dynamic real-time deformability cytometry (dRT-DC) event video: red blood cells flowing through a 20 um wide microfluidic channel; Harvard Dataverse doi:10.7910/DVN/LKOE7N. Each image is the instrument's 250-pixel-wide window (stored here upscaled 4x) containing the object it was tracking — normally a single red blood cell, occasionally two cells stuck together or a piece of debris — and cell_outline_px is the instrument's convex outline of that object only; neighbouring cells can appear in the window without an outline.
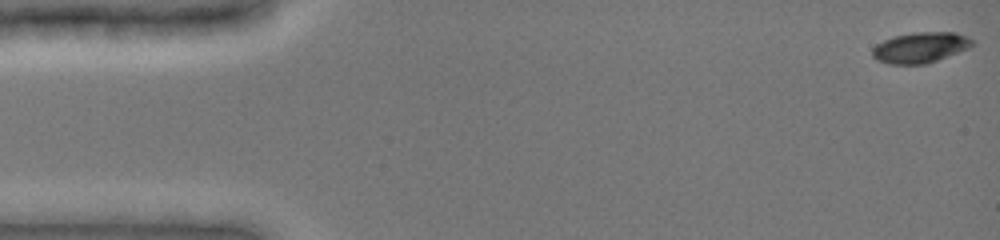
{"species": "common noctule bat (a hibernating species)", "species_latin": "Nyctalus noctula", "temperature_condition": "cold", "stored_images_in_passage": 38, "camera_frame_rate_fps": 3000, "um_per_image_px": 0.085, "animal": {"sex": "female", "body_mass_g": 19.0, "forearm_length_mm": 51.5}, "frame": {"image": 1, "passage_image": 1, "time_ms": 0.0, "image_size_px": [1000, 240], "cell_outline_px": [[976, 44], [968, 48], [928, 64], [888, 64], [876, 60], [872, 56], [872, 48], [876, 44], [892, 36], [912, 32], [956, 32], [976, 40]], "centroid_in_image_um": [78.24, 4.03], "position_along_channel_um": 6.8, "area_um2": 18.15}}
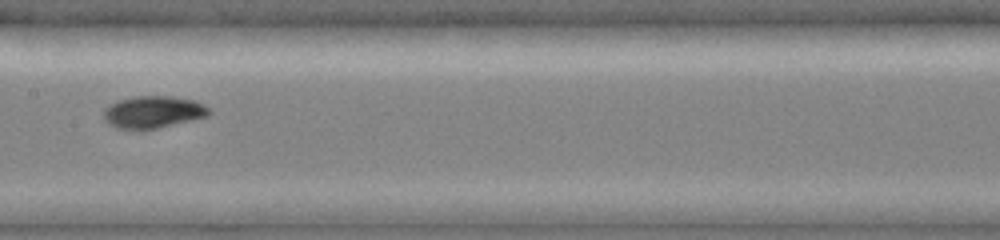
{"frame": {"image": 2, "passage_image": 17, "time_ms": 5.333, "image_size_px": [1000, 240], "cell_outline_px": [[212, 112], [208, 116], [192, 120], [140, 132], [116, 128], [108, 124], [104, 120], [104, 108], [108, 104], [120, 100], [136, 96], [172, 96], [192, 100], [204, 104]], "centroid_in_image_um": [12.97, 9.55], "position_along_channel_um": 194.4, "area_um2": 20.17}}
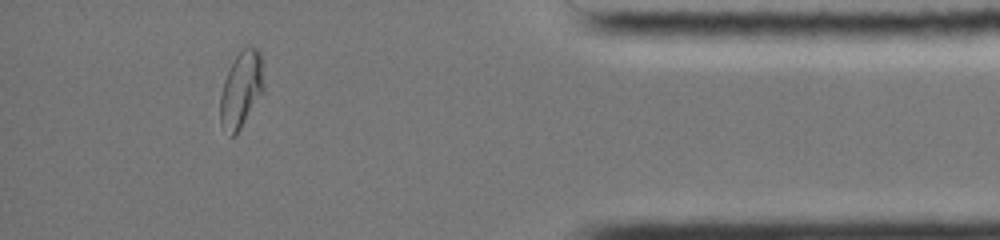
{"frame": {"image": 3, "passage_image": 33, "time_ms": 10.667, "image_size_px": [1000, 240], "cell_outline_px": [[264, 92], [240, 128], [232, 136], [220, 124], [220, 96], [224, 80], [236, 56], [244, 48], [256, 48], [260, 52], [264, 64]], "centroid_in_image_um": [20.54, 7.58], "position_along_channel_um": 414.7, "area_um2": 19.25}}